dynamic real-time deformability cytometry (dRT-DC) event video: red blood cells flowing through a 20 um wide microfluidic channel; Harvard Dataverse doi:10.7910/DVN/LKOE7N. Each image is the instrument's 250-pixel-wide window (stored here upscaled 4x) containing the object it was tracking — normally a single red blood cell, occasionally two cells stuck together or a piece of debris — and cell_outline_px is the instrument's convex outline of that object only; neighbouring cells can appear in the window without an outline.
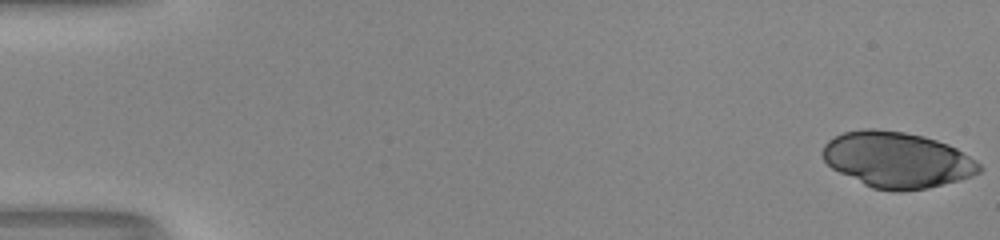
{"species": "human", "species_latin": "Homo sapiens", "temperature_condition": "room temperature", "stored_images_in_passage": 53, "camera_frame_rate_fps": 3000, "um_per_image_px": 0.085, "donor": {"sex": "male"}, "frame": {"image": 1, "passage_image": 1, "time_ms": 0.0, "image_size_px": [1000, 240], "cell_outline_px": [[984, 168], [980, 172], [972, 176], [928, 188], [900, 192], [896, 192], [872, 188], [832, 168], [824, 160], [824, 144], [828, 140], [844, 132], [864, 128], [876, 128], [904, 132], [924, 136], [948, 144], [956, 148], [976, 160]], "centroid_in_image_um": [76.28, 13.58], "position_along_channel_um": 8.7, "area_um2": 50.86}}
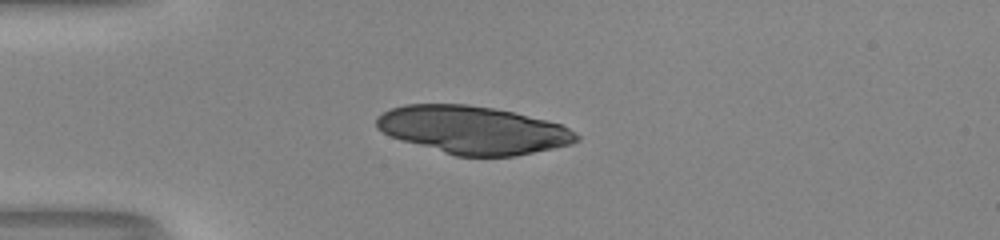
{"frame": {"image": 2, "passage_image": 15, "time_ms": 4.667, "image_size_px": [1000, 240], "cell_outline_px": [[580, 140], [572, 144], [516, 156], [456, 156], [404, 140], [392, 136], [376, 128], [376, 120], [384, 112], [392, 108], [404, 104], [468, 104], [492, 108], [512, 112], [560, 124], [576, 132], [580, 136]], "centroid_in_image_um": [40.24, 11.04], "position_along_channel_um": 44.8, "area_um2": 55.14}}